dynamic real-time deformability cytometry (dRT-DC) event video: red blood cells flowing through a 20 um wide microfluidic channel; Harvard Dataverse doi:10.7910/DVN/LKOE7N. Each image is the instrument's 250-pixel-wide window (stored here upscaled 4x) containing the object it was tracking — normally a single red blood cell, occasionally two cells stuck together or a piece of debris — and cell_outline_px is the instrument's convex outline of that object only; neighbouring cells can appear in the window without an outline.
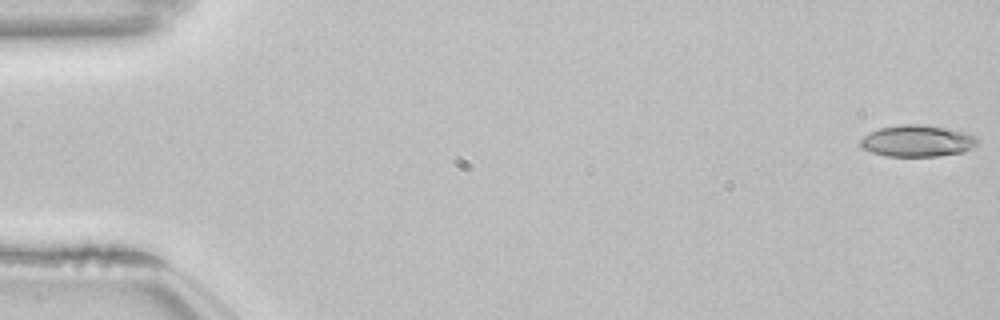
{"species": "common noctule bat (a hibernating species)", "species_latin": "Nyctalus noctula", "temperature_condition": "room temperature", "stored_images_in_passage": 54, "camera_frame_rate_fps": 3000, "um_per_image_px": 0.085, "animal": {"sex": "female", "body_mass_g": 22.7, "forearm_length_mm": 54.2}, "frame": {"image": 1, "passage_image": 1, "time_ms": 0.0, "image_size_px": [1000, 320], "cell_outline_px": [[976, 144], [960, 152], [936, 156], [884, 156], [872, 152], [864, 148], [860, 144], [860, 140], [864, 136], [880, 128], [900, 124], [924, 124], [964, 132], [976, 136]], "centroid_in_image_um": [77.93, 11.97], "position_along_channel_um": 7.1, "area_um2": 21.1}}
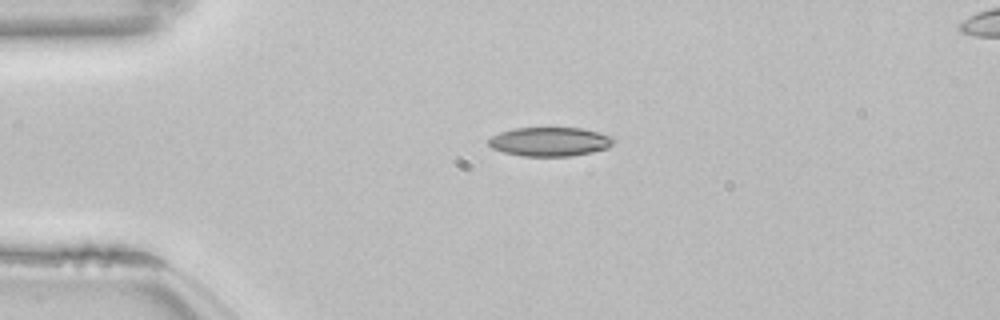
{"frame": {"image": 2, "passage_image": 13, "time_ms": 4.0, "image_size_px": [1000, 320], "cell_outline_px": [[616, 140], [608, 148], [592, 152], [572, 156], [524, 156], [504, 152], [492, 148], [488, 144], [488, 140], [492, 136], [500, 132], [516, 128], [584, 128], [600, 132], [612, 136]], "centroid_in_image_um": [46.78, 12.04], "position_along_channel_um": 38.2, "area_um2": 21.21}}
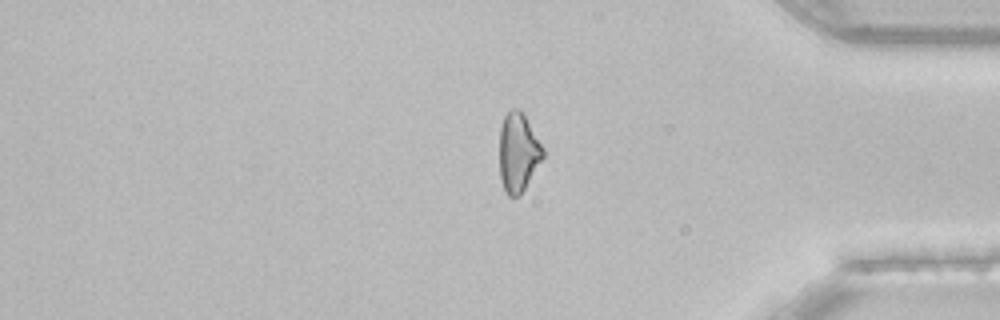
{"frame": {"image": 3, "passage_image": 45, "time_ms": 14.667, "image_size_px": [1000, 320], "cell_outline_px": [[544, 156], [520, 196], [508, 196], [504, 192], [500, 180], [500, 128], [504, 116], [512, 108], [520, 108], [544, 148]], "centroid_in_image_um": [44.04, 12.97], "position_along_channel_um": 391.2, "area_um2": 20.06}, "authors_computed_cell_mechanics": {"area_um2": 21.097, "velocity_mm_per_s": 3.853, "shape_relaxation_time_tau1_ms": 7.2741, "shape_relaxation_time_tau2_ms": 3.9094, "deformation_change_tau1": 0.1644, "deformation_change_tau2": 0.1078}}